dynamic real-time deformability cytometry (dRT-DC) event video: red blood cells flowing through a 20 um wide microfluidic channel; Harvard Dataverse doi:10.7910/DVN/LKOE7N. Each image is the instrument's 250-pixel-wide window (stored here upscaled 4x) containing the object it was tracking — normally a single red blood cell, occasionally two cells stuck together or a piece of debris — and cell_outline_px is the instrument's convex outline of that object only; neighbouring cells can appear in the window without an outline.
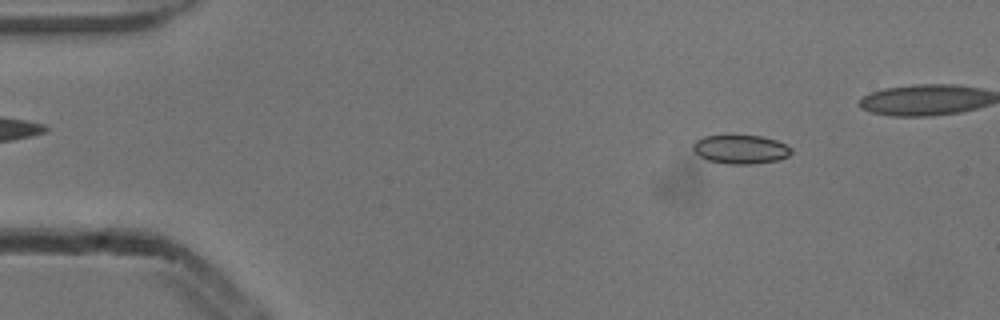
{"species": "common noctule bat (a hibernating species)", "species_latin": "Nyctalus noctula", "temperature_condition": "cold", "stored_images_in_passage": 46, "camera_frame_rate_fps": 3000, "um_per_image_px": 0.085, "animal": {"sex": "male", "body_mass_g": 13.3}, "frame": {"image": 1, "passage_image": 5, "time_ms": 1.333, "image_size_px": [1000, 320], "cell_outline_px": [[792, 152], [788, 156], [776, 160], [752, 164], [728, 164], [708, 160], [700, 156], [692, 148], [692, 144], [696, 140], [704, 136], [760, 136], [776, 140], [792, 148]], "centroid_in_image_um": [62.95, 12.7], "position_along_channel_um": 22.1, "area_um2": 16.3}}
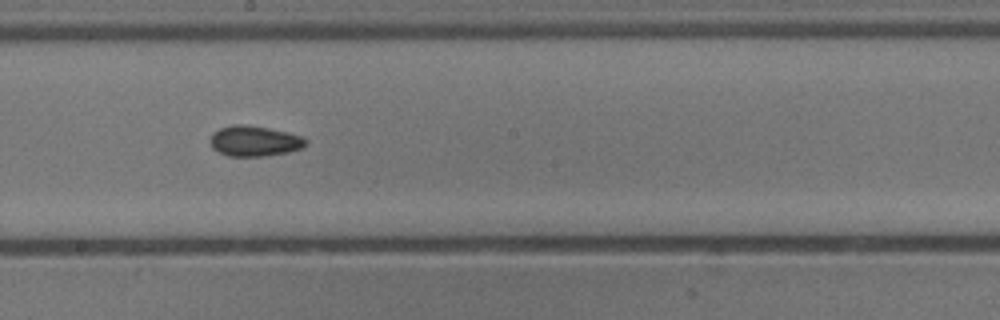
{"frame": {"image": 2, "passage_image": 27, "time_ms": 8.667, "image_size_px": [1000, 320], "cell_outline_px": [[308, 144], [304, 148], [288, 152], [264, 156], [228, 156], [212, 148], [208, 140], [212, 132], [220, 128], [232, 124], [240, 124], [268, 128], [288, 132], [300, 136], [308, 140]], "centroid_in_image_um": [21.62, 11.99], "position_along_channel_um": 226.6, "area_um2": 17.17}}
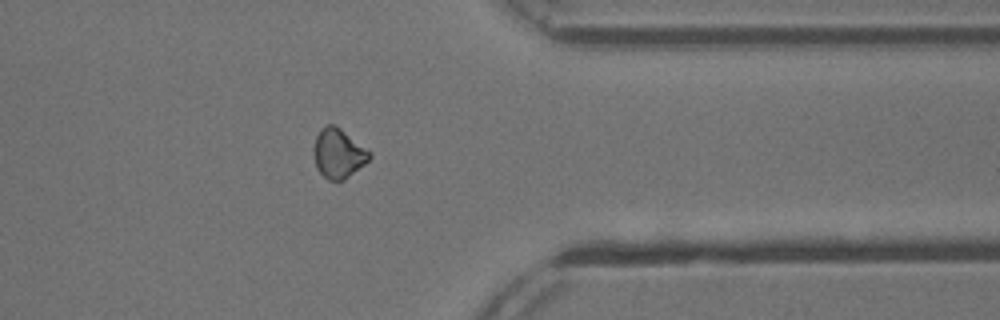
{"frame": {"image": 3, "passage_image": 40, "time_ms": 13.0, "image_size_px": [1000, 320], "cell_outline_px": [[372, 156], [364, 164], [344, 180], [328, 180], [316, 168], [312, 156], [312, 148], [316, 136], [320, 128], [324, 124], [332, 124], [340, 128], [372, 152]], "centroid_in_image_um": [28.72, 13.02], "position_along_channel_um": 382.7, "area_um2": 16.3}, "authors_computed_cell_mechanics": {"area_um2": 16.3574, "velocity_mm_per_s": 3.865, "shape_relaxation_time_tau1_ms": 10.3778, "shape_relaxation_time_tau2_ms": 4.1663, "deformation_change_tau1": 0.0775, "deformation_change_tau2": 0.0748}}